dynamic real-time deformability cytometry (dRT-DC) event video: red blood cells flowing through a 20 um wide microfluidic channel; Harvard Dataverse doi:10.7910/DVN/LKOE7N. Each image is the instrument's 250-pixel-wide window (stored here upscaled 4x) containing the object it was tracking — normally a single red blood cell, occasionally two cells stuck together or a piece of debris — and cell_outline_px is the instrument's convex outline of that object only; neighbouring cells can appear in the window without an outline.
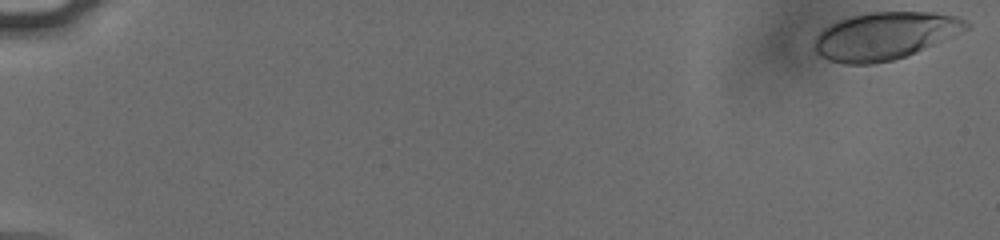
{"species": "human", "species_latin": "Homo sapiens", "temperature_condition": "cold", "stored_images_in_passage": 56, "camera_frame_rate_fps": 3000, "um_per_image_px": 0.085, "donor": {"sex": "male"}, "frame": {"image": 1, "passage_image": 1, "time_ms": 0.0, "image_size_px": [1000, 240], "cell_outline_px": [[972, 28], [916, 52], [892, 60], [872, 64], [844, 64], [828, 60], [816, 52], [812, 44], [812, 40], [824, 28], [840, 20], [852, 16], [868, 12], [932, 12], [956, 16], [972, 24]], "centroid_in_image_um": [75.22, 3.05], "position_along_channel_um": 9.8, "area_um2": 42.02}}
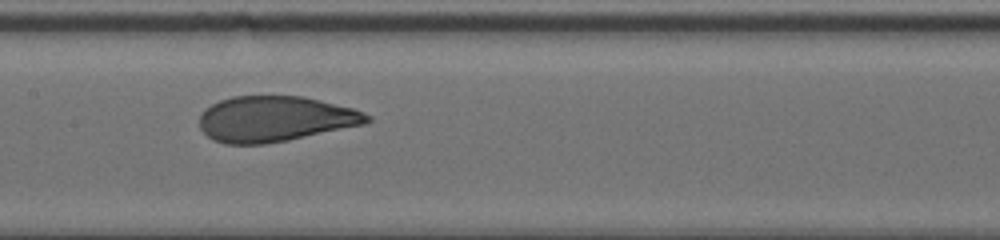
{"frame": {"image": 2, "passage_image": 30, "time_ms": 9.667, "image_size_px": [1000, 240], "cell_outline_px": [[372, 120], [364, 124], [288, 140], [264, 144], [224, 144], [208, 136], [200, 128], [200, 116], [204, 108], [220, 100], [232, 96], [300, 96], [320, 100], [352, 108], [364, 112], [372, 116]], "centroid_in_image_um": [23.37, 10.1], "position_along_channel_um": 184.0, "area_um2": 44.33}}
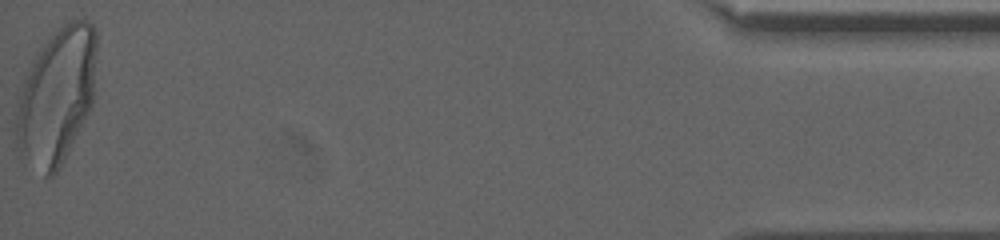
{"frame": {"image": 3, "passage_image": 56, "time_ms": 18.333, "image_size_px": [1000, 240], "cell_outline_px": [[96, 48], [92, 104], [60, 168], [52, 176], [44, 176], [20, 160], [16, 156], [16, 112], [24, 84], [32, 60], [36, 52], [52, 32], [56, 28], [72, 20], [88, 20], [96, 28]], "centroid_in_image_um": [4.78, 8.2], "position_along_channel_um": 430.4, "area_um2": 63.81}, "authors_computed_cell_mechanics": {"area_um2": 44.9395, "velocity_mm_per_s": 3.7869, "shape_relaxation_time_tau1_ms": 3.9688, "shape_relaxation_time_tau2_ms": null, "deformation_change_tau1": 0.1727, "deformation_change_tau2": null}}